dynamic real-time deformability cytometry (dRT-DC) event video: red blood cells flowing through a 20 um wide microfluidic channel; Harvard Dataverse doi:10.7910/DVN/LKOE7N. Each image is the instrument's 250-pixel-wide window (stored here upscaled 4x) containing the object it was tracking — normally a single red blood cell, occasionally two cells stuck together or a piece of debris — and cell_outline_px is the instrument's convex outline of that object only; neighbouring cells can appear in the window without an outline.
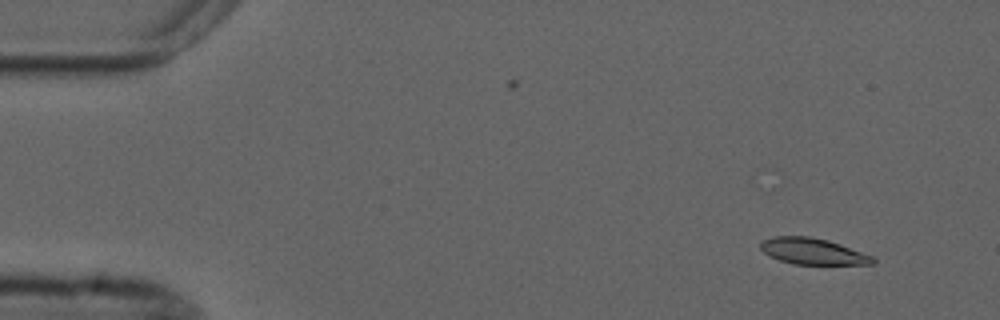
{"species": "common noctule bat (a hibernating species)", "species_latin": "Nyctalus noctula", "temperature_condition": "cold", "stored_images_in_passage": 4, "camera_frame_rate_fps": 3000, "um_per_image_px": 0.085, "animal": {"sex": "male", "forearm_length_mm": 52.5}, "frame": {"image": 1, "passage_image": 1, "time_ms": 0.0, "image_size_px": [1000, 320], "cell_outline_px": [[876, 264], [792, 264], [780, 260], [764, 252], [760, 248], [760, 240], [772, 236], [812, 236], [828, 240], [840, 244], [872, 256], [876, 260]], "centroid_in_image_um": [69.06, 21.35], "position_along_channel_um": 15.9, "area_um2": 17.17}}
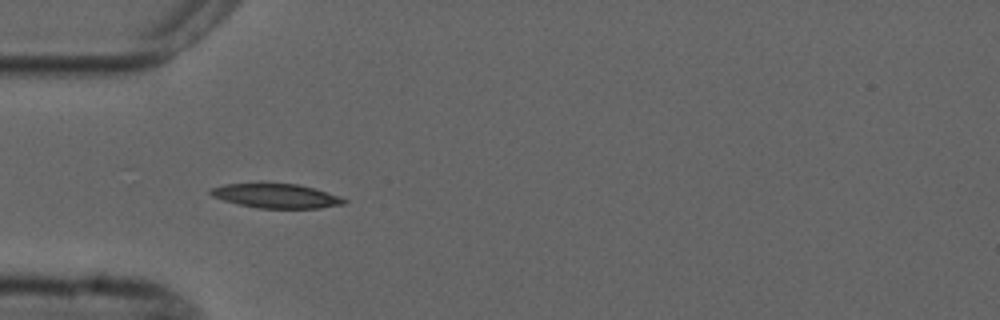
{"frame": {"image": 2, "passage_image": 4, "time_ms": 4.0, "image_size_px": [1000, 320], "cell_outline_px": [[348, 200], [344, 204], [320, 208], [260, 208], [240, 204], [224, 200], [212, 196], [208, 192], [208, 188], [224, 184], [300, 184], [340, 196]], "centroid_in_image_um": [23.48, 16.65], "position_along_channel_um": 61.5, "area_um2": 18.73}}